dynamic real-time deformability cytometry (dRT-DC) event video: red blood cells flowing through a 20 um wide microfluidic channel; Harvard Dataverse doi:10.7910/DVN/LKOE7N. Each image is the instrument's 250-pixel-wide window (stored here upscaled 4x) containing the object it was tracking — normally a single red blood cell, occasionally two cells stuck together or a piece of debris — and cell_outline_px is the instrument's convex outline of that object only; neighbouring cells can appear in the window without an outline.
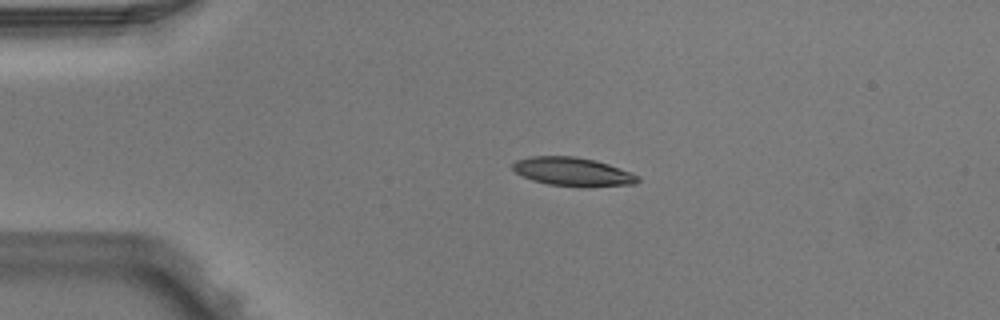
{"species": "Egyptian fruit bat (a non-hibernating species)", "species_latin": "Rousettus aegyptiacus", "temperature_condition": "warm", "stored_images_in_passage": 3, "camera_frame_rate_fps": 3000, "um_per_image_px": 0.085, "animal": {"sex": "male"}, "frame": {"image": 1, "passage_image": 2, "time_ms": 0.333, "image_size_px": [1000, 320], "cell_outline_px": [[640, 180], [636, 184], [548, 184], [532, 180], [516, 172], [512, 168], [512, 164], [516, 160], [532, 156], [572, 156], [596, 160], [608, 164], [640, 176]], "centroid_in_image_um": [48.63, 14.54], "position_along_channel_um": 36.4, "area_um2": 19.77}}